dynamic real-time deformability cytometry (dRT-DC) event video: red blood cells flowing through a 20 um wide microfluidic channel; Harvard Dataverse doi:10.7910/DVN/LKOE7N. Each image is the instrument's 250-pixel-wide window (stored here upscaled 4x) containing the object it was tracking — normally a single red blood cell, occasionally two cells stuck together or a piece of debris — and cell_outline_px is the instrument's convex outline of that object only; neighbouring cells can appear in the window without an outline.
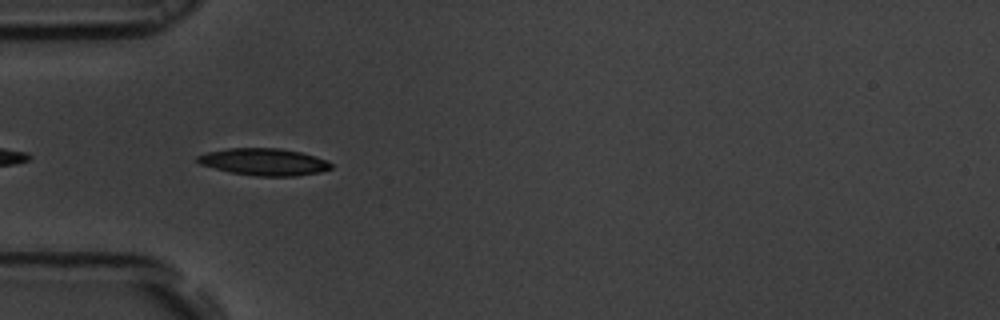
{"species": "common noctule bat (a hibernating species)", "species_latin": "Nyctalus noctula", "temperature_condition": "room temperature", "stored_images_in_passage": 9, "camera_frame_rate_fps": 3000, "um_per_image_px": 0.085, "animal": {"sex": "male", "body_mass_g": 19.5, "forearm_length_mm": 54.6}, "frame": {"image": 1, "passage_image": 1, "time_ms": 0.0, "image_size_px": [1000, 320], "cell_outline_px": [[332, 168], [320, 172], [296, 176], [256, 176], [232, 172], [200, 164], [196, 160], [196, 156], [208, 152], [228, 148], [280, 148], [300, 152], [324, 160], [332, 164]], "centroid_in_image_um": [22.43, 13.76], "position_along_channel_um": 62.6, "area_um2": 20.75}}
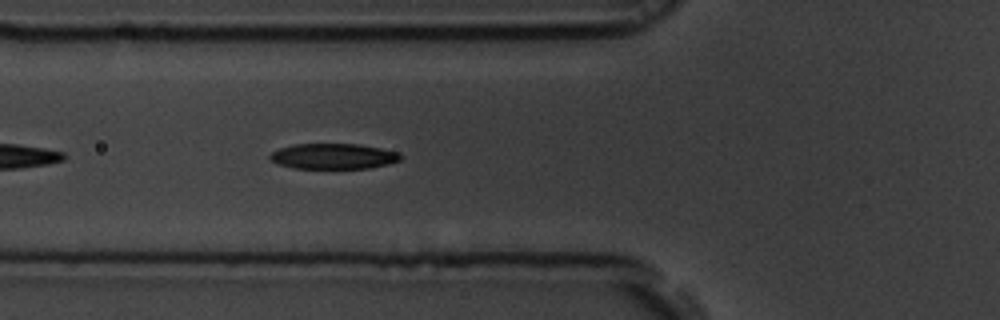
{"frame": {"image": 2, "passage_image": 4, "time_ms": 1.0, "image_size_px": [1000, 320], "cell_outline_px": [[404, 156], [400, 160], [388, 164], [368, 168], [296, 168], [276, 164], [268, 156], [272, 152], [280, 148], [296, 144], [360, 144], [400, 152]], "centroid_in_image_um": [28.37, 13.28], "position_along_channel_um": 97.4, "area_um2": 19.42}}